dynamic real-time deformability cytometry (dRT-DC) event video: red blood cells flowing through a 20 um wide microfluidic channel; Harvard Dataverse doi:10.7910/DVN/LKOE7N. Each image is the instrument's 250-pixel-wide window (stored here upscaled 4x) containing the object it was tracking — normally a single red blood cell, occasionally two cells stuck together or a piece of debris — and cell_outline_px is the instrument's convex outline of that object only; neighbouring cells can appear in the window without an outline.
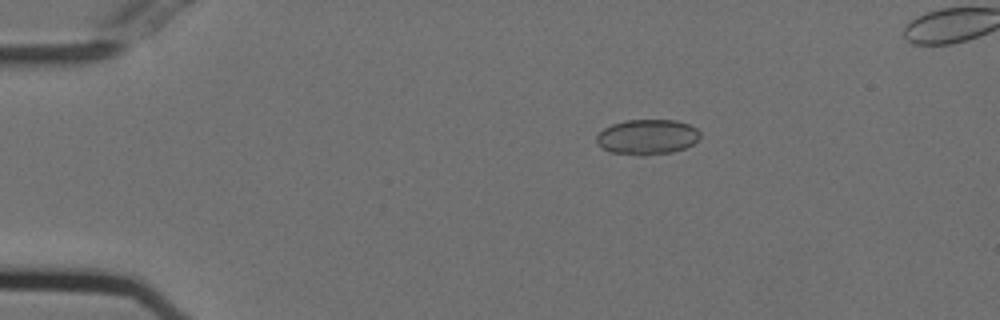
{"species": "Egyptian fruit bat (a non-hibernating species)", "species_latin": "Rousettus aegyptiacus", "temperature_condition": "cold", "stored_images_in_passage": 54, "camera_frame_rate_fps": 3000, "um_per_image_px": 0.085, "animal": {"sex": "female"}, "frame": {"image": 1, "passage_image": 11, "time_ms": 3.333, "image_size_px": [1000, 320], "cell_outline_px": [[700, 136], [692, 144], [684, 148], [672, 152], [644, 156], [640, 156], [608, 152], [596, 140], [596, 136], [604, 128], [612, 124], [624, 120], [676, 120], [688, 124], [696, 128], [700, 132]], "centroid_in_image_um": [55.01, 11.64], "position_along_channel_um": 30.0, "area_um2": 21.27}}
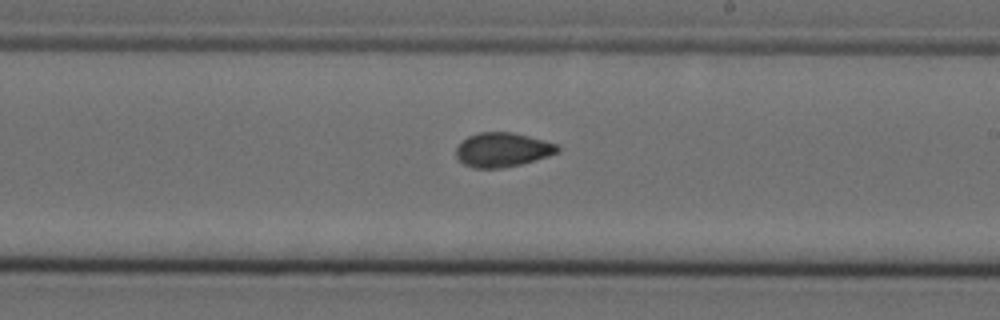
{"frame": {"image": 2, "passage_image": 33, "time_ms": 10.667, "image_size_px": [1000, 320], "cell_outline_px": [[560, 152], [548, 156], [520, 164], [500, 168], [472, 168], [464, 164], [456, 156], [456, 148], [468, 136], [480, 132], [512, 132], [560, 144]], "centroid_in_image_um": [42.74, 12.73], "position_along_channel_um": 246.3, "area_um2": 20.23}}
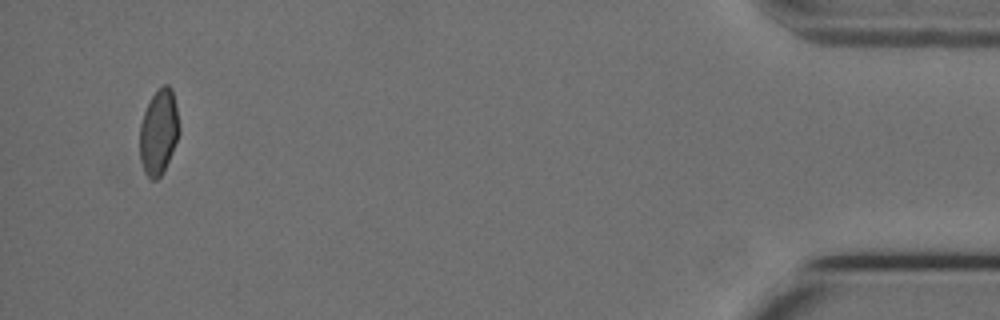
{"frame": {"image": 3, "passage_image": 53, "time_ms": 17.333, "image_size_px": [1000, 320], "cell_outline_px": [[180, 132], [164, 172], [156, 180], [148, 180], [144, 172], [140, 160], [140, 124], [144, 112], [152, 96], [164, 84], [168, 84], [172, 88], [180, 128]], "centroid_in_image_um": [13.49, 11.27], "position_along_channel_um": 421.7, "area_um2": 19.65}}